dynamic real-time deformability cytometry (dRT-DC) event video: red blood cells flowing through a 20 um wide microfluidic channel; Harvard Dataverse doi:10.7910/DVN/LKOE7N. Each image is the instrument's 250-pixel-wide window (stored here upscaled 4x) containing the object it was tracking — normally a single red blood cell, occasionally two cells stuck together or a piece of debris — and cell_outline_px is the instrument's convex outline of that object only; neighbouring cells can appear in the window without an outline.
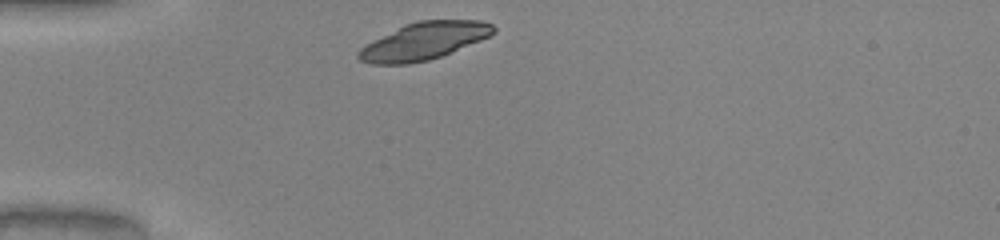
{"species": "common noctule bat (a hibernating species)", "species_latin": "Nyctalus noctula", "temperature_condition": "warm", "stored_images_in_passage": 28, "camera_frame_rate_fps": 3000, "um_per_image_px": 0.085, "animal": {"sex": "male", "body_mass_g": 20.0, "forearm_length_mm": 53.3}, "frame": {"image": 1, "passage_image": 1, "time_ms": 0.0, "image_size_px": [1000, 240], "cell_outline_px": [[496, 32], [480, 40], [440, 56], [428, 60], [408, 64], [372, 64], [360, 60], [356, 56], [356, 52], [360, 48], [372, 40], [404, 24], [420, 20], [480, 20], [492, 24], [496, 28]], "centroid_in_image_um": [35.99, 3.48], "position_along_channel_um": 49.0, "area_um2": 29.19}}
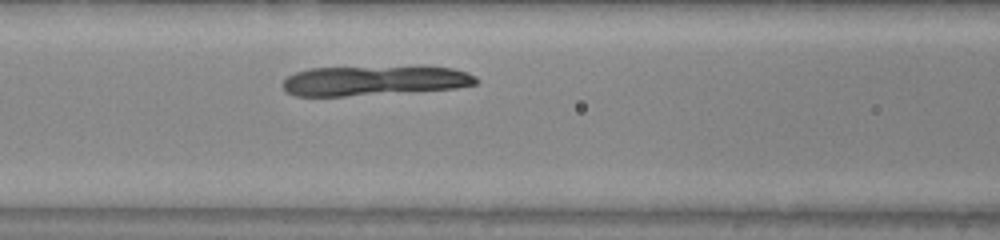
{"frame": {"image": 2, "passage_image": 9, "time_ms": 2.667, "image_size_px": [1000, 240], "cell_outline_px": [[480, 80], [476, 84], [456, 88], [344, 96], [292, 96], [284, 92], [284, 80], [288, 76], [296, 72], [312, 68], [452, 68], [468, 72], [476, 76]], "centroid_in_image_um": [31.77, 6.88], "position_along_channel_um": 134.8, "area_um2": 32.71}}